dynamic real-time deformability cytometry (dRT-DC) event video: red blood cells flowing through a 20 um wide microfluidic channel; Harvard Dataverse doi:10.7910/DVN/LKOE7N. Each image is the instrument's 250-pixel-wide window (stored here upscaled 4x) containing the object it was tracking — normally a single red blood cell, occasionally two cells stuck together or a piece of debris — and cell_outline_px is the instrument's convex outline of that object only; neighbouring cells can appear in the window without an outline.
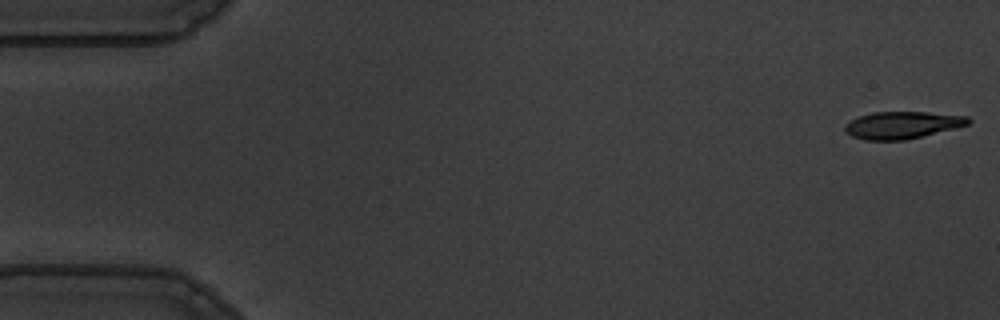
{"species": "common noctule bat (a hibernating species)", "species_latin": "Nyctalus noctula", "temperature_condition": "warm", "stored_images_in_passage": 55, "camera_frame_rate_fps": 3000, "um_per_image_px": 0.085, "animal": {"sex": "male", "body_mass_g": 19.5, "forearm_length_mm": 54.6}, "frame": {"image": 1, "passage_image": 1, "time_ms": 0.0, "image_size_px": [1000, 320], "cell_outline_px": [[972, 120], [968, 124], [904, 140], [864, 140], [852, 136], [844, 128], [844, 124], [860, 116], [872, 112], [928, 112], [968, 116]], "centroid_in_image_um": [76.67, 10.62], "position_along_channel_um": 8.3, "area_um2": 19.19}}
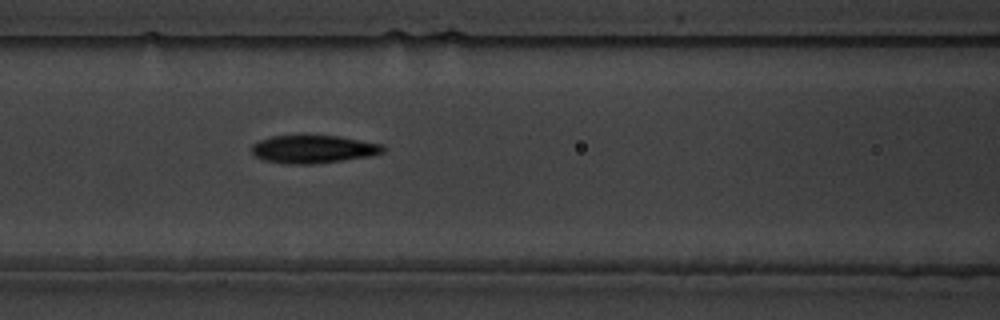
{"frame": {"image": 2, "passage_image": 23, "time_ms": 7.333, "image_size_px": [1000, 320], "cell_outline_px": [[384, 152], [368, 156], [312, 164], [288, 164], [264, 160], [256, 156], [252, 152], [252, 144], [260, 140], [272, 136], [340, 136], [384, 144]], "centroid_in_image_um": [26.64, 12.67], "position_along_channel_um": 140.0, "area_um2": 21.15}}
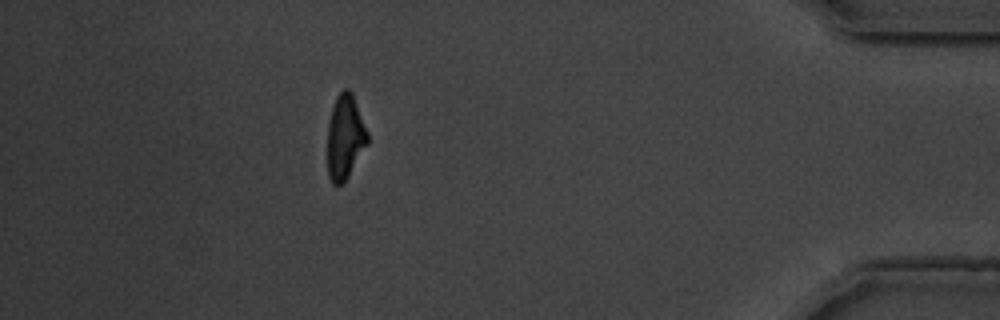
{"frame": {"image": 3, "passage_image": 49, "time_ms": 16.0, "image_size_px": [1000, 320], "cell_outline_px": [[368, 144], [348, 176], [340, 184], [332, 184], [328, 176], [328, 124], [332, 108], [336, 96], [344, 88], [348, 88], [352, 92], [368, 132]], "centroid_in_image_um": [29.34, 11.62], "position_along_channel_um": 405.9, "area_um2": 19.65}, "authors_computed_cell_mechanics": {"area_um2": 21.097, "velocity_mm_per_s": 3.6464, "shape_relaxation_time_tau1_ms": 5.0836, "shape_relaxation_time_tau2_ms": 2.406, "deformation_change_tau1": 0.1804, "deformation_change_tau2": 0.1074}}